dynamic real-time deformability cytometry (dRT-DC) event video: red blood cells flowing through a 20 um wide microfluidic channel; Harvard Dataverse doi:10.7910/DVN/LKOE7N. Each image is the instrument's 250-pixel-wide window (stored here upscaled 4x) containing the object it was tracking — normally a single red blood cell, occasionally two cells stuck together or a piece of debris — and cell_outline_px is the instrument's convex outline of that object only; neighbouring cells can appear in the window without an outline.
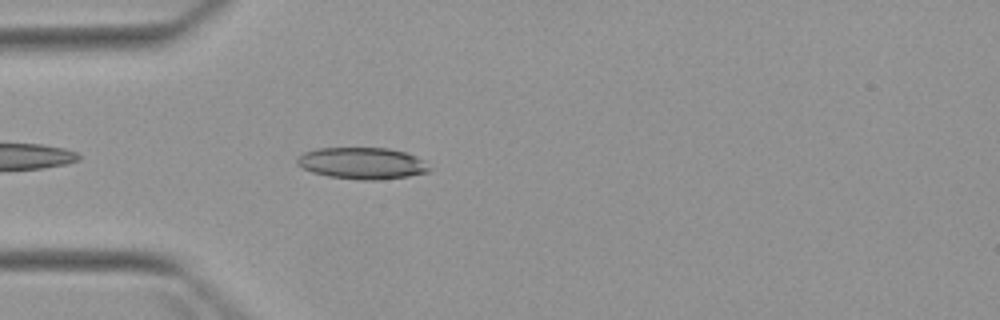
{"species": "Egyptian fruit bat (a non-hibernating species)", "species_latin": "Rousettus aegyptiacus", "temperature_condition": "warm", "stored_images_in_passage": 5, "camera_frame_rate_fps": 3000, "um_per_image_px": 0.085, "animal": {"sex": "female"}, "frame": {"image": 1, "passage_image": 5, "time_ms": 4.667, "image_size_px": [1000, 320], "cell_outline_px": [[432, 168], [428, 172], [408, 176], [376, 180], [360, 180], [328, 176], [312, 172], [296, 164], [296, 160], [304, 152], [316, 148], [388, 148], [404, 152], [416, 156], [424, 160]], "centroid_in_image_um": [30.8, 13.87], "position_along_channel_um": 54.2, "area_um2": 24.39}}